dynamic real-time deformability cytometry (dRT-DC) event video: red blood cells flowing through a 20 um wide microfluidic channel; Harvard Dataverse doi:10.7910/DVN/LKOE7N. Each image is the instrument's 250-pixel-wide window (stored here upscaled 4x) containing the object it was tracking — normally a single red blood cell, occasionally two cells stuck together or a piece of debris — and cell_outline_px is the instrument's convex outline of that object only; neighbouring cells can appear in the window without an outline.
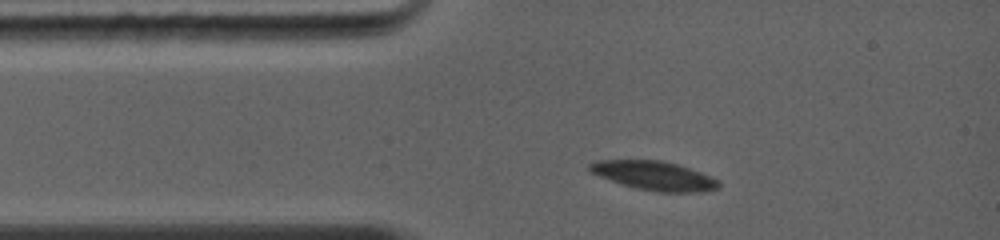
{"species": "common noctule bat (a hibernating species)", "species_latin": "Nyctalus noctula", "temperature_condition": "warm", "stored_images_in_passage": 17, "camera_frame_rate_fps": 5000, "um_per_image_px": 0.085, "animal": {"sex": "female", "body_mass_g": 19.0, "forearm_length_mm": 56.7}, "frame": {"image": 1, "passage_image": 1, "time_ms": 0.0, "image_size_px": [1000, 240], "cell_outline_px": [[720, 188], [704, 192], [656, 192], [636, 188], [600, 176], [592, 172], [588, 168], [588, 164], [596, 160], [660, 160], [676, 164], [700, 172], [720, 180]], "centroid_in_image_um": [55.65, 14.94], "position_along_channel_um": 29.3, "area_um2": 21.68}}
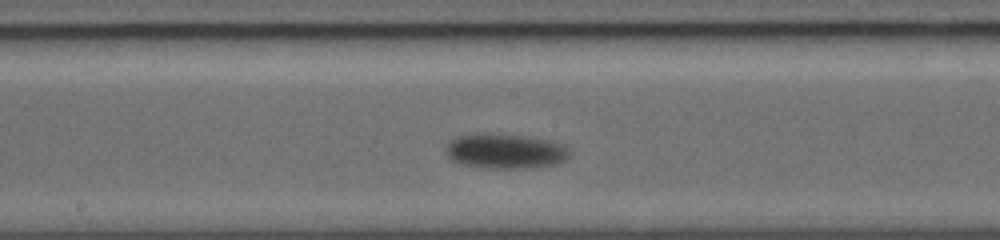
{"frame": {"image": 2, "passage_image": 10, "time_ms": 4.8, "image_size_px": [1000, 240], "cell_outline_px": [[572, 152], [568, 160], [556, 164], [532, 168], [488, 168], [460, 164], [452, 160], [448, 156], [444, 148], [452, 140], [460, 136], [520, 136], [564, 144]], "centroid_in_image_um": [43.02, 12.91], "position_along_channel_um": 205.2, "area_um2": 24.33}}
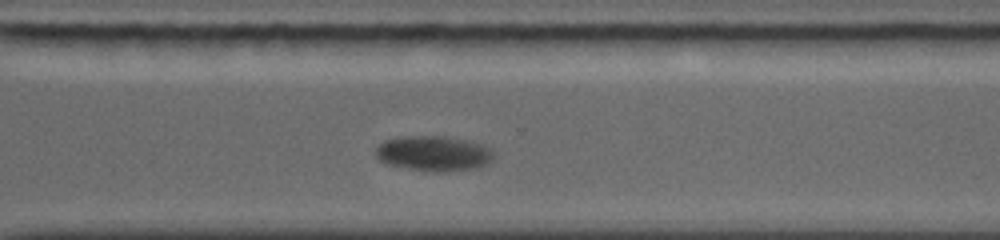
{"frame": {"image": 3, "passage_image": 17, "time_ms": 8.0, "image_size_px": [1000, 240], "cell_outline_px": [[496, 156], [488, 164], [476, 168], [448, 172], [436, 172], [408, 168], [388, 164], [380, 160], [376, 156], [376, 148], [380, 144], [388, 140], [416, 136], [440, 136], [464, 140], [480, 144], [492, 148]], "centroid_in_image_um": [36.94, 13.07], "position_along_channel_um": 333.7, "area_um2": 23.93}}